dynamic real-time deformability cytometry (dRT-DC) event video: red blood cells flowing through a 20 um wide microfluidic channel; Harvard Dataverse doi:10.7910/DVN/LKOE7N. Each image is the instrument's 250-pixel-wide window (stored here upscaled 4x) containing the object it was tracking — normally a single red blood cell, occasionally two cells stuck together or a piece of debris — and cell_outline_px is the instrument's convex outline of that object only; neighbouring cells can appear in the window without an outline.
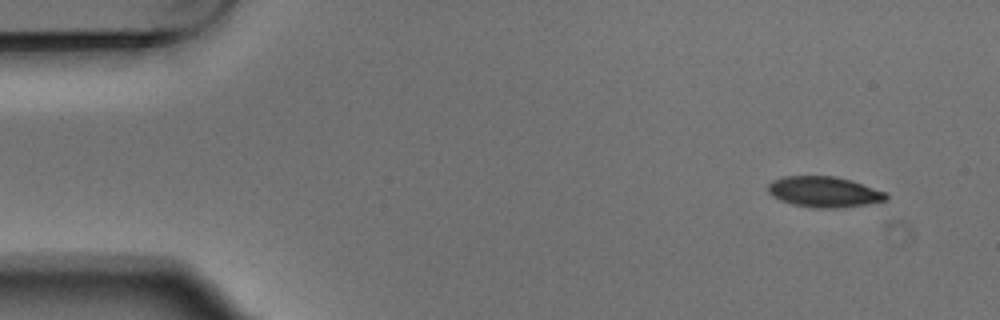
{"species": "Egyptian fruit bat (a non-hibernating species)", "species_latin": "Rousettus aegyptiacus", "temperature_condition": "warm", "stored_images_in_passage": 4, "camera_frame_rate_fps": 3000, "um_per_image_px": 0.085, "animal": {"sex": "male"}, "frame": {"image": 1, "passage_image": 1, "time_ms": 0.0, "image_size_px": [1000, 320], "cell_outline_px": [[888, 200], [868, 204], [836, 208], [816, 208], [792, 204], [780, 200], [772, 196], [768, 192], [768, 184], [772, 180], [784, 176], [836, 176], [852, 180], [888, 192]], "centroid_in_image_um": [70.08, 16.3], "position_along_channel_um": 14.9, "area_um2": 21.39}}
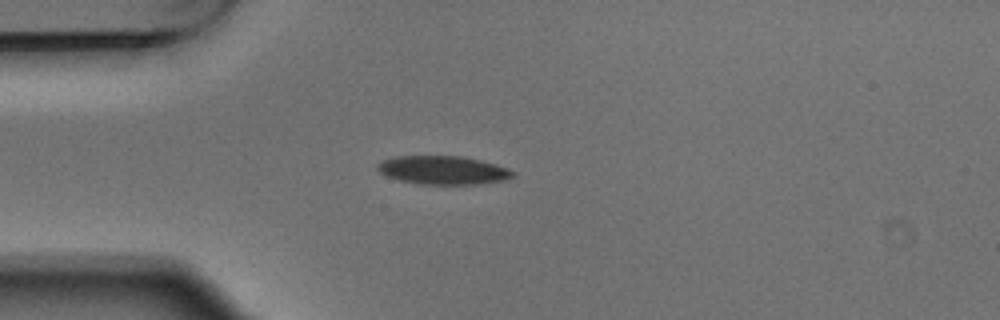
{"frame": {"image": 2, "passage_image": 4, "time_ms": 1.0, "image_size_px": [1000, 320], "cell_outline_px": [[516, 176], [504, 180], [480, 184], [416, 184], [400, 180], [388, 176], [380, 172], [376, 168], [376, 164], [392, 156], [460, 156], [480, 160], [496, 164], [508, 168], [516, 172]], "centroid_in_image_um": [37.68, 14.46], "position_along_channel_um": 47.3, "area_um2": 22.6}}